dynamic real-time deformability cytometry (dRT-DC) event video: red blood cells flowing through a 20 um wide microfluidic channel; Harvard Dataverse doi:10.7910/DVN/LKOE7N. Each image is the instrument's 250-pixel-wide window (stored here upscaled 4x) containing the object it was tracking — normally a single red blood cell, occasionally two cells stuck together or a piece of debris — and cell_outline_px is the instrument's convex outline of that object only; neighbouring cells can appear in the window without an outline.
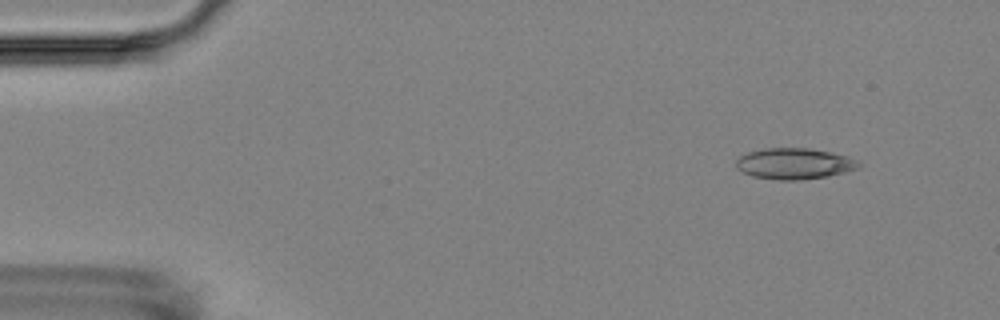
{"species": "Egyptian fruit bat (a non-hibernating species)", "species_latin": "Rousettus aegyptiacus", "temperature_condition": "room temperature", "stored_images_in_passage": 5, "camera_frame_rate_fps": 3000, "um_per_image_px": 0.085, "animal": {"sex": "female"}, "frame": {"image": 1, "passage_image": 2, "time_ms": 1.333, "image_size_px": [1000, 320], "cell_outline_px": [[860, 168], [828, 176], [800, 180], [780, 180], [752, 176], [744, 172], [736, 164], [736, 160], [740, 156], [748, 152], [764, 148], [808, 148], [832, 152], [848, 156], [860, 160]], "centroid_in_image_um": [67.57, 13.9], "position_along_channel_um": 17.4, "area_um2": 22.2}}